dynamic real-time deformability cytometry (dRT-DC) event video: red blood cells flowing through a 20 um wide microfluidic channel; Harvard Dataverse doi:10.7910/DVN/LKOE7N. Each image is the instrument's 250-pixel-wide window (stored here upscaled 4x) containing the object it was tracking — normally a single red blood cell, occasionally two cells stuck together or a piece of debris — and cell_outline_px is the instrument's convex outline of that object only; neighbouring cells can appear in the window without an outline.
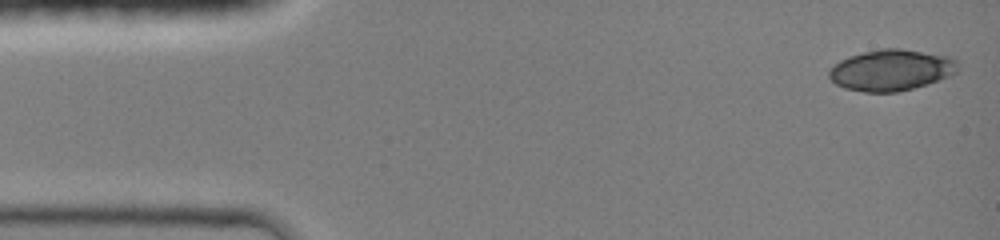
{"species": "common noctule bat (a hibernating species)", "species_latin": "Nyctalus noctula", "temperature_condition": "room temperature", "stored_images_in_passage": 22, "camera_frame_rate_fps": 3000, "um_per_image_px": 0.085, "animal": {"sex": "female", "body_mass_g": 19.0, "forearm_length_mm": 51.5}, "frame": {"image": 1, "passage_image": 1, "time_ms": 0.0, "image_size_px": [1000, 240], "cell_outline_px": [[956, 72], [948, 76], [912, 88], [896, 92], [864, 92], [844, 88], [836, 84], [828, 76], [828, 72], [840, 60], [848, 56], [880, 48], [900, 48], [952, 56], [956, 60]], "centroid_in_image_um": [75.73, 5.94], "position_along_channel_um": 9.3, "area_um2": 30.63}}
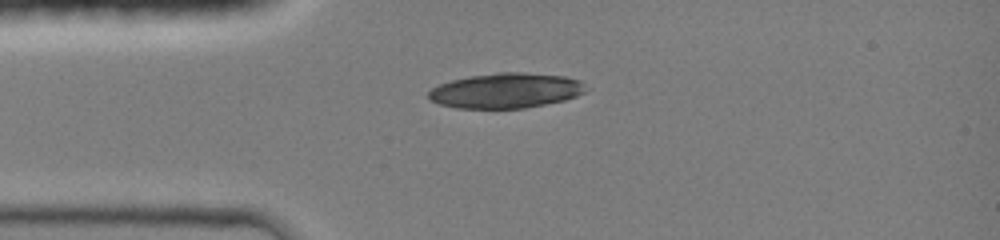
{"frame": {"image": 2, "passage_image": 13, "time_ms": 3.0, "image_size_px": [1000, 240], "cell_outline_px": [[584, 92], [576, 96], [564, 100], [524, 108], [456, 108], [440, 104], [428, 100], [428, 92], [432, 88], [440, 84], [452, 80], [468, 76], [496, 72], [524, 72], [564, 76], [580, 80], [584, 84]], "centroid_in_image_um": [42.96, 7.69], "position_along_channel_um": 42.0, "area_um2": 32.14}}